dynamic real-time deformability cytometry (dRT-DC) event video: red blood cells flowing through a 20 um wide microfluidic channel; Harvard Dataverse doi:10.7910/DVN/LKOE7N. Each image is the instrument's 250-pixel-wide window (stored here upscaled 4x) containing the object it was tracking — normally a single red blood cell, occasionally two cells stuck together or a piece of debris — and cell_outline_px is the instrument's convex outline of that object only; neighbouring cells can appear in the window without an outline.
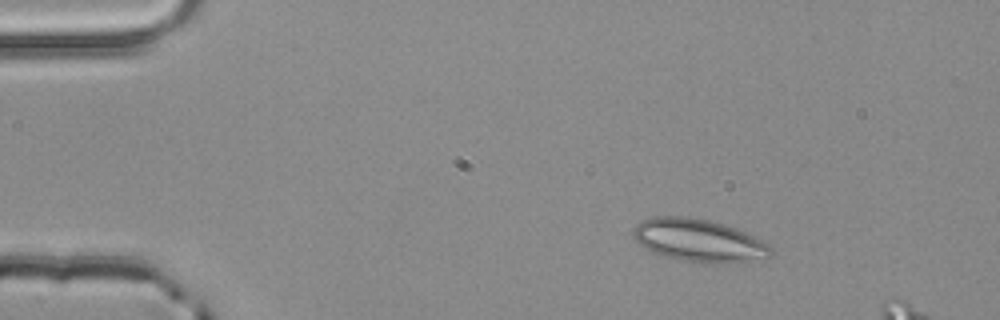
{"species": "common noctule bat (a hibernating species)", "species_latin": "Nyctalus noctula", "temperature_condition": "room temperature", "stored_images_in_passage": 3, "camera_frame_rate_fps": 3000, "um_per_image_px": 0.085, "animal": {"sex": "male", "body_mass_g": 20.4}, "frame": {"image": 1, "passage_image": 1, "time_ms": 0.0, "image_size_px": [1000, 320], "cell_outline_px": [[772, 256], [764, 260], [720, 264], [704, 264], [676, 260], [652, 252], [640, 244], [636, 240], [632, 232], [632, 228], [636, 224], [652, 216], [688, 216], [708, 220], [724, 224], [736, 228], [768, 244], [772, 248]], "centroid_in_image_um": [59.42, 20.46], "position_along_channel_um": 25.6, "area_um2": 34.85}}